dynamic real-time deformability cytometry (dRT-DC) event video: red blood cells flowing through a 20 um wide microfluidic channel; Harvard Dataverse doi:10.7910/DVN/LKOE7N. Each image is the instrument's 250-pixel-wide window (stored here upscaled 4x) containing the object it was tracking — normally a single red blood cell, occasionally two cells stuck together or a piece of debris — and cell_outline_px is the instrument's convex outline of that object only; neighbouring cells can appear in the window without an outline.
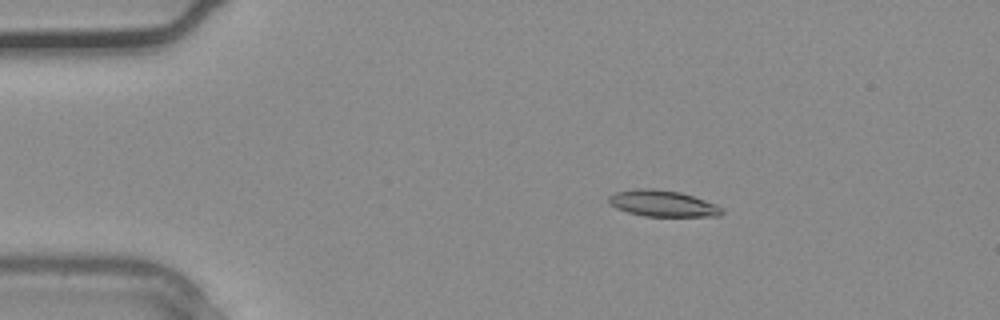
{"species": "common noctule bat (a hibernating species)", "species_latin": "Nyctalus noctula", "temperature_condition": "warm", "stored_images_in_passage": 3, "camera_frame_rate_fps": 3000, "um_per_image_px": 0.085, "animal": {"sex": "male", "body_mass_g": 20.4}, "frame": {"image": 1, "passage_image": 2, "time_ms": 0.333, "image_size_px": [1000, 320], "cell_outline_px": [[724, 212], [720, 216], [644, 216], [628, 212], [616, 208], [608, 204], [608, 196], [616, 192], [636, 188], [652, 188], [680, 192], [716, 204], [724, 208]], "centroid_in_image_um": [56.31, 17.29], "position_along_channel_um": 28.7, "area_um2": 17.4}}